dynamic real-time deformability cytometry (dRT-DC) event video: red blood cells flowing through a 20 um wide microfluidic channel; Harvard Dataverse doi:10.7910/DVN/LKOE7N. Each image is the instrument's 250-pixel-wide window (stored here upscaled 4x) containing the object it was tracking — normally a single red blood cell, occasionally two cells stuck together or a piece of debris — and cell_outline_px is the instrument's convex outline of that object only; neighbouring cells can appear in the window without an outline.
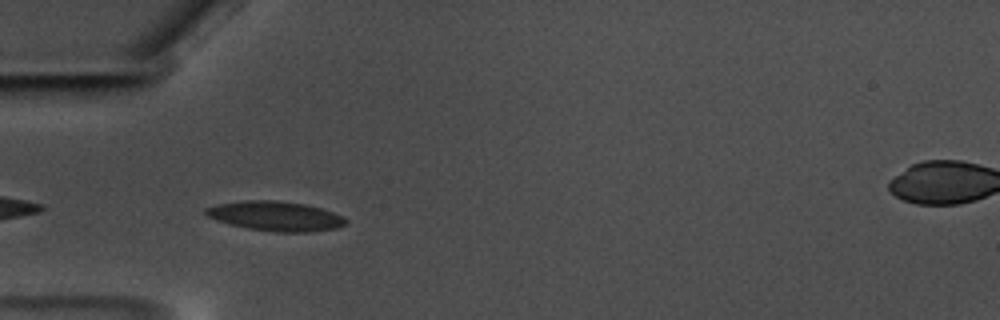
{"species": "common noctule bat (a hibernating species)", "species_latin": "Nyctalus noctula", "temperature_condition": "warm", "stored_images_in_passage": 42, "camera_frame_rate_fps": 3000, "um_per_image_px": 0.085, "animal": {"sex": "male", "body_mass_g": 17.5, "forearm_length_mm": 52.3}, "frame": {"image": 1, "passage_image": 2, "time_ms": 0.333, "image_size_px": [1000, 320], "cell_outline_px": [[348, 220], [344, 224], [336, 228], [312, 232], [276, 232], [248, 228], [216, 220], [208, 216], [204, 212], [204, 208], [216, 204], [244, 200], [276, 200], [304, 204], [320, 208], [344, 216]], "centroid_in_image_um": [23.42, 18.36], "position_along_channel_um": 61.6, "area_um2": 24.1}}
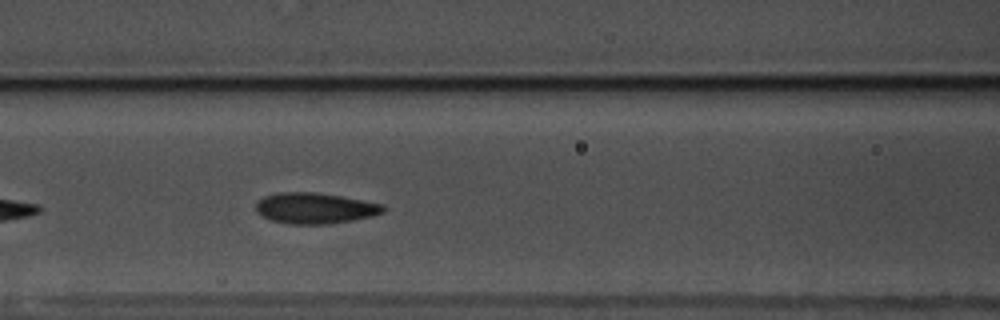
{"frame": {"image": 2, "passage_image": 9, "time_ms": 2.667, "image_size_px": [1000, 320], "cell_outline_px": [[384, 212], [372, 216], [352, 220], [328, 224], [288, 224], [272, 220], [256, 212], [256, 200], [264, 196], [276, 192], [316, 192], [340, 196], [384, 204]], "centroid_in_image_um": [26.74, 17.69], "position_along_channel_um": 139.9, "area_um2": 22.95}}
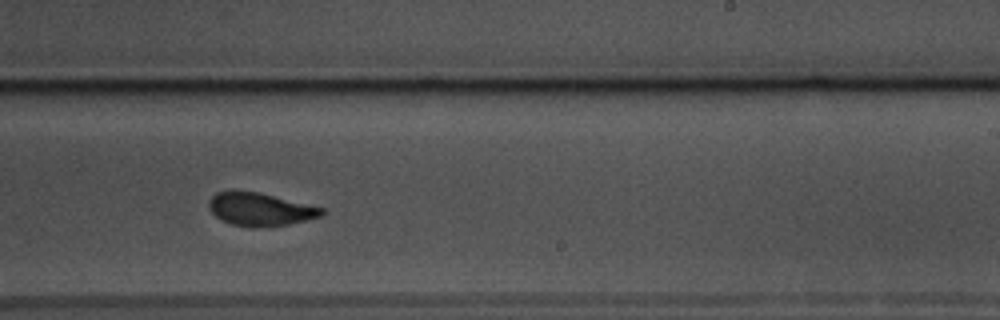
{"frame": {"image": 3, "passage_image": 20, "time_ms": 6.333, "image_size_px": [1000, 320], "cell_outline_px": [[324, 212], [320, 216], [288, 224], [264, 228], [252, 228], [232, 224], [216, 216], [208, 208], [208, 200], [216, 192], [232, 188], [260, 192], [324, 208]], "centroid_in_image_um": [22.05, 17.76], "position_along_channel_um": 267.0, "area_um2": 22.14}, "authors_computed_cell_mechanics": {"area_um2": 22.253, "velocity_mm_per_s": 3.4806, "shape_relaxation_time_tau1_ms": 3.4971, "shape_relaxation_time_tau2_ms": 1.1186, "deformation_change_tau1": 0.1298, "deformation_change_tau2": 0.0569}}